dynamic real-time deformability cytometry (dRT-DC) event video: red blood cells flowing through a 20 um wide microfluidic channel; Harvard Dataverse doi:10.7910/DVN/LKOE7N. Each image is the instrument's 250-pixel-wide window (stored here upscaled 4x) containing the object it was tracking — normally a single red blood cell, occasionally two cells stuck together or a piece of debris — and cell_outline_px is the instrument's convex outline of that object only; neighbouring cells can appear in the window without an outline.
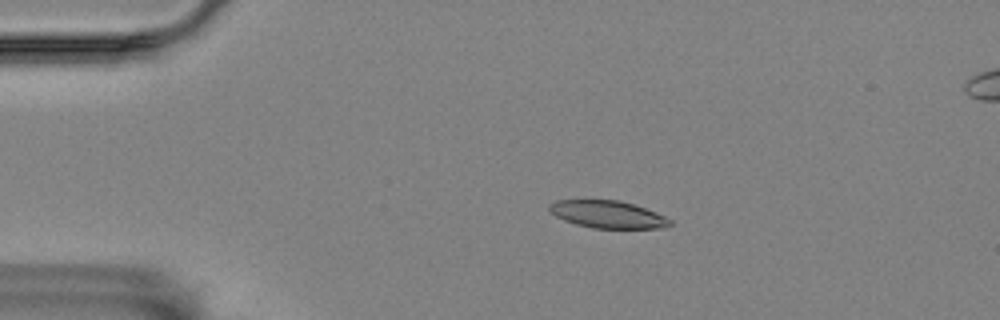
{"species": "Egyptian fruit bat (a non-hibernating species)", "species_latin": "Rousettus aegyptiacus", "temperature_condition": "room temperature", "stored_images_in_passage": 11, "camera_frame_rate_fps": 3000, "um_per_image_px": 0.085, "animal": {"sex": "female"}, "frame": {"image": 1, "passage_image": 3, "time_ms": 0.667, "image_size_px": [1000, 320], "cell_outline_px": [[672, 224], [664, 228], [592, 228], [576, 224], [564, 220], [556, 216], [548, 208], [548, 204], [556, 200], [620, 200], [656, 212], [672, 220]], "centroid_in_image_um": [51.66, 18.22], "position_along_channel_um": 33.3, "area_um2": 19.19}}
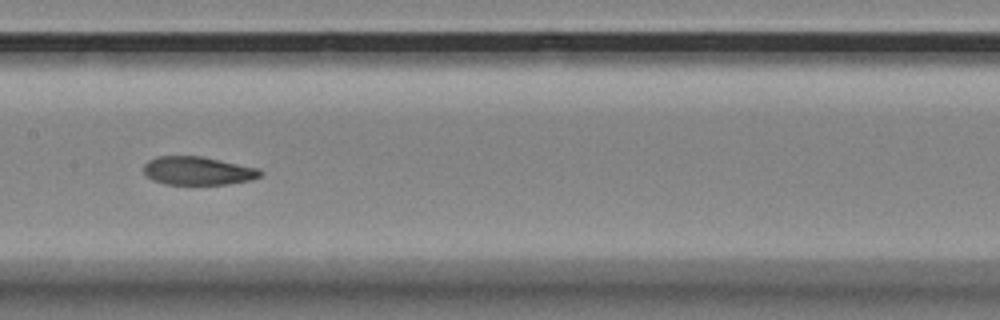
{"frame": {"image": 2, "passage_image": 8, "time_ms": 2.333, "image_size_px": [1000, 320], "cell_outline_px": [[264, 172], [260, 176], [252, 180], [228, 184], [164, 184], [152, 180], [144, 176], [144, 164], [148, 160], [156, 156], [200, 156], [260, 168]], "centroid_in_image_um": [16.81, 14.52], "position_along_channel_um": 190.6, "area_um2": 19.48}}
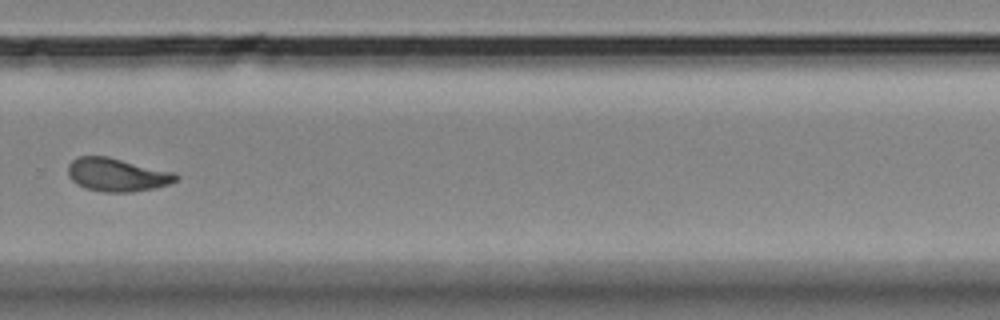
{"frame": {"image": 3, "passage_image": 11, "time_ms": 3.333, "image_size_px": [1000, 320], "cell_outline_px": [[180, 176], [176, 180], [168, 184], [156, 188], [132, 192], [100, 192], [84, 188], [76, 184], [68, 176], [68, 164], [76, 156], [108, 156], [172, 172]], "centroid_in_image_um": [9.9, 14.86], "position_along_channel_um": 319.9, "area_um2": 21.04}}